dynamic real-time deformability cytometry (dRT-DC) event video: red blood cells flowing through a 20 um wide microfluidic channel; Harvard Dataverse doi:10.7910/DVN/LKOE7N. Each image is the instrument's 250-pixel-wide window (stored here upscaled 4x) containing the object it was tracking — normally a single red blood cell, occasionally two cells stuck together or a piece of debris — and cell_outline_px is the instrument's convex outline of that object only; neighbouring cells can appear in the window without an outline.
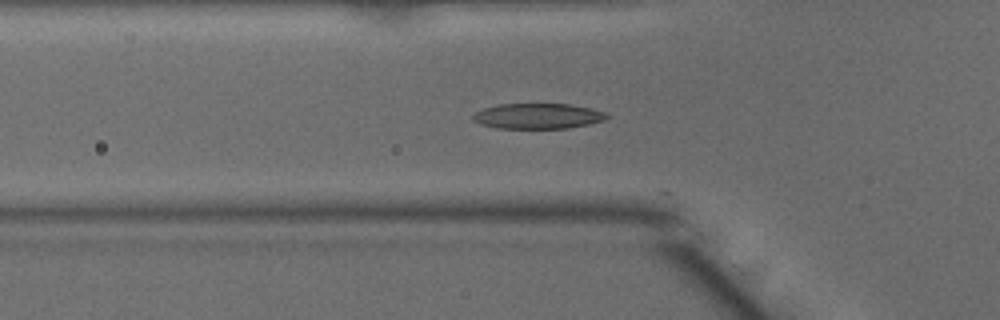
{"species": "common noctule bat (a hibernating species)", "species_latin": "Nyctalus noctula", "temperature_condition": "warm", "stored_images_in_passage": 36, "camera_frame_rate_fps": 3000, "um_per_image_px": 0.085, "animal": {"sex": "male", "body_mass_g": 15.6}, "frame": {"image": 1, "passage_image": 3, "time_ms": 0.667, "image_size_px": [1000, 320], "cell_outline_px": [[608, 120], [568, 128], [496, 128], [480, 124], [472, 120], [472, 116], [476, 112], [484, 108], [500, 104], [572, 104], [592, 108], [604, 112], [608, 116]], "centroid_in_image_um": [45.73, 9.86], "position_along_channel_um": 80.1, "area_um2": 19.88}}
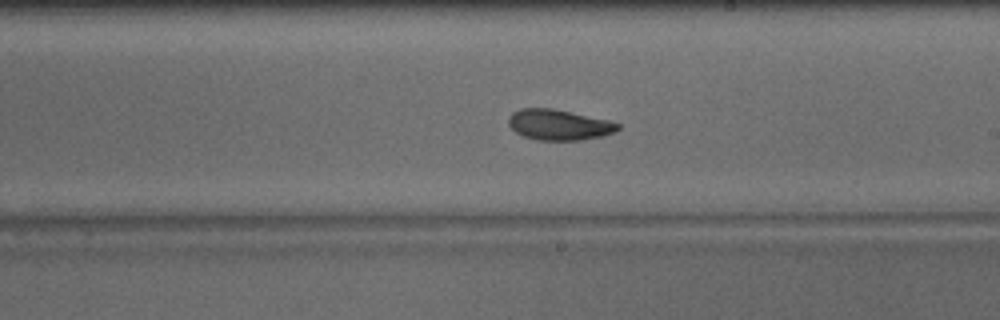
{"frame": {"image": 2, "passage_image": 15, "time_ms": 4.667, "image_size_px": [1000, 320], "cell_outline_px": [[620, 128], [616, 132], [604, 136], [580, 140], [536, 140], [524, 136], [516, 132], [508, 124], [508, 116], [512, 112], [520, 108], [552, 108], [608, 120], [620, 124]], "centroid_in_image_um": [47.5, 10.61], "position_along_channel_um": 241.5, "area_um2": 19.59}}
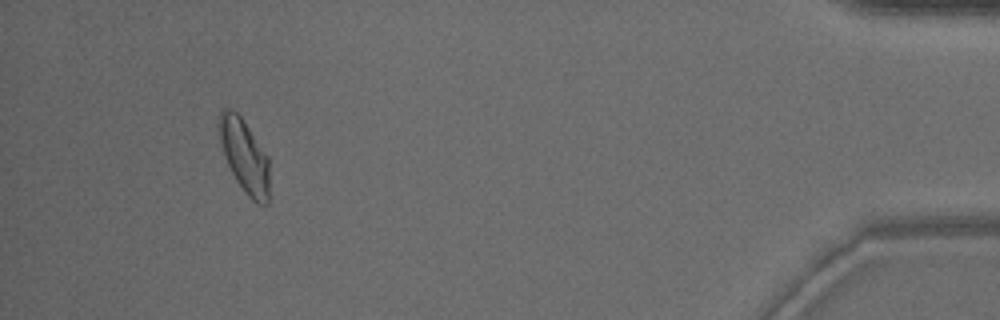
{"frame": {"image": 3, "passage_image": 33, "time_ms": 10.667, "image_size_px": [1000, 320], "cell_outline_px": [[268, 204], [260, 204], [252, 200], [244, 192], [236, 180], [224, 156], [216, 124], [216, 120], [220, 112], [224, 108], [232, 108], [240, 116], [268, 156]], "centroid_in_image_um": [20.74, 13.21], "position_along_channel_um": 414.5, "area_um2": 21.44}, "authors_computed_cell_mechanics": {"area_um2": 19.8543, "velocity_mm_per_s": 4.01, "shape_relaxation_time_tau1_ms": 4.8761, "shape_relaxation_time_tau2_ms": 3.9264, "deformation_change_tau1": 0.1641, "deformation_change_tau2": 0.1106}}